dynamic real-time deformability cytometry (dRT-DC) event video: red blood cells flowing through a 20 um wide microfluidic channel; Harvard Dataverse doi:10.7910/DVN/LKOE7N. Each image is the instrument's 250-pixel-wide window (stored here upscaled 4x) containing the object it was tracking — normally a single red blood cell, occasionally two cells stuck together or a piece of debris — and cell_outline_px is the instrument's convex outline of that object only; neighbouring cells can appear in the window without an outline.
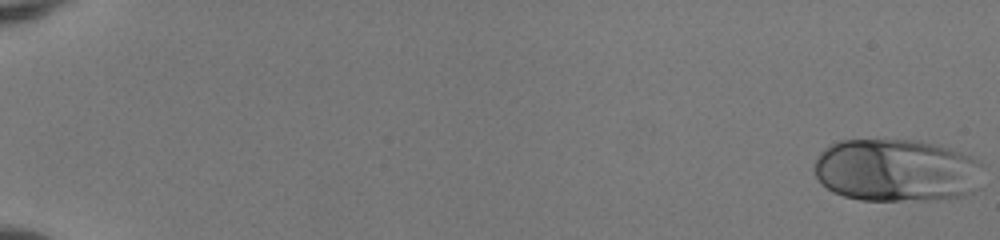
{"species": "human", "species_latin": "Homo sapiens", "temperature_condition": "room temperature", "stored_images_in_passage": 53, "camera_frame_rate_fps": 3000, "um_per_image_px": 0.085, "donor": {"sex": "female"}, "frame": {"image": 1, "passage_image": 1, "time_ms": 0.0, "image_size_px": [1000, 240], "cell_outline_px": [[984, 164], [980, 188], [964, 196], [936, 200], [860, 200], [844, 196], [832, 192], [820, 184], [816, 176], [816, 160], [820, 152], [828, 144], [840, 140], [916, 140], [936, 144], [972, 156]], "centroid_in_image_um": [76.25, 14.49], "position_along_channel_um": 8.8, "area_um2": 62.71}}
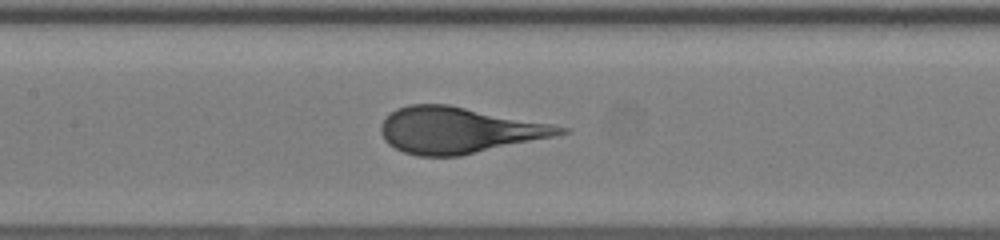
{"frame": {"image": 2, "passage_image": 28, "time_ms": 9.0, "image_size_px": [1000, 240], "cell_outline_px": [[572, 132], [460, 156], [416, 156], [404, 152], [388, 144], [384, 140], [380, 132], [380, 124], [396, 108], [408, 104], [448, 104], [552, 124], [568, 128]], "centroid_in_image_um": [38.95, 11.06], "position_along_channel_um": 168.4, "area_um2": 47.97}}
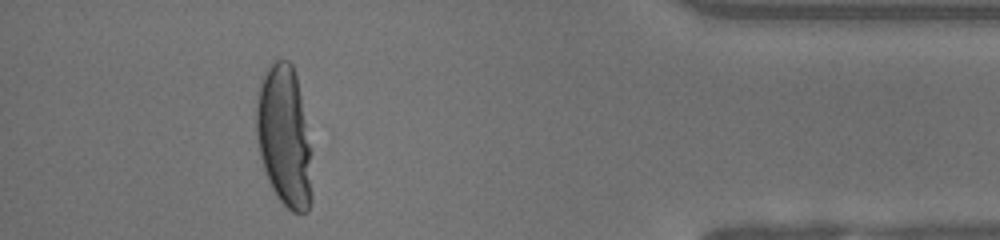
{"frame": {"image": 3, "passage_image": 49, "time_ms": 16.0, "image_size_px": [1000, 240], "cell_outline_px": [[312, 200], [308, 212], [292, 212], [276, 196], [268, 180], [260, 156], [256, 136], [256, 92], [264, 72], [276, 60], [288, 60], [292, 64], [296, 76], [312, 152]], "centroid_in_image_um": [24.17, 11.63], "position_along_channel_um": 411.0, "area_um2": 46.18}}